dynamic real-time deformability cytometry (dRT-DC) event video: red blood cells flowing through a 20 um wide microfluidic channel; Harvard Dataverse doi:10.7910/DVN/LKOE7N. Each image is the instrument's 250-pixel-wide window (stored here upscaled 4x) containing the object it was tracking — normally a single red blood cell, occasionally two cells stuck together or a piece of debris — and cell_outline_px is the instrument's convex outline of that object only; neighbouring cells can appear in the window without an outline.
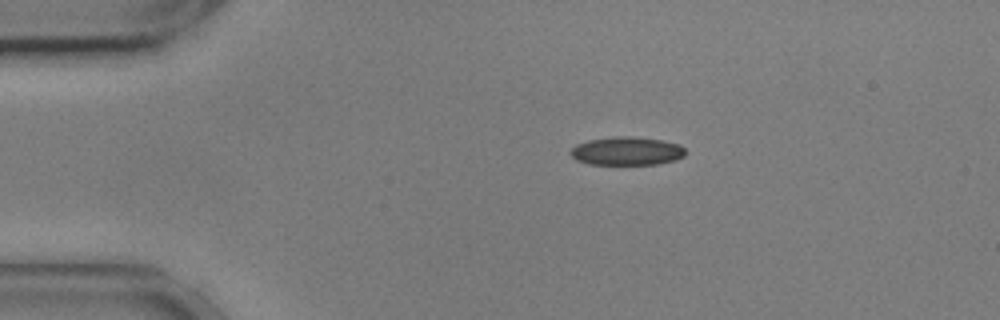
{"species": "common noctule bat (a hibernating species)", "species_latin": "Nyctalus noctula", "temperature_condition": "cold", "stored_images_in_passage": 5, "camera_frame_rate_fps": 3000, "um_per_image_px": 0.085, "animal": {"sex": "male", "body_mass_g": 17.9, "forearm_length_mm": 54.2}, "frame": {"image": 1, "passage_image": 1, "time_ms": 0.0, "image_size_px": [1000, 320], "cell_outline_px": [[684, 156], [676, 160], [656, 164], [588, 164], [576, 160], [568, 152], [576, 144], [588, 140], [616, 136], [632, 136], [660, 140], [680, 144], [684, 148]], "centroid_in_image_um": [53.25, 12.84], "position_along_channel_um": 31.7, "area_um2": 19.02}}